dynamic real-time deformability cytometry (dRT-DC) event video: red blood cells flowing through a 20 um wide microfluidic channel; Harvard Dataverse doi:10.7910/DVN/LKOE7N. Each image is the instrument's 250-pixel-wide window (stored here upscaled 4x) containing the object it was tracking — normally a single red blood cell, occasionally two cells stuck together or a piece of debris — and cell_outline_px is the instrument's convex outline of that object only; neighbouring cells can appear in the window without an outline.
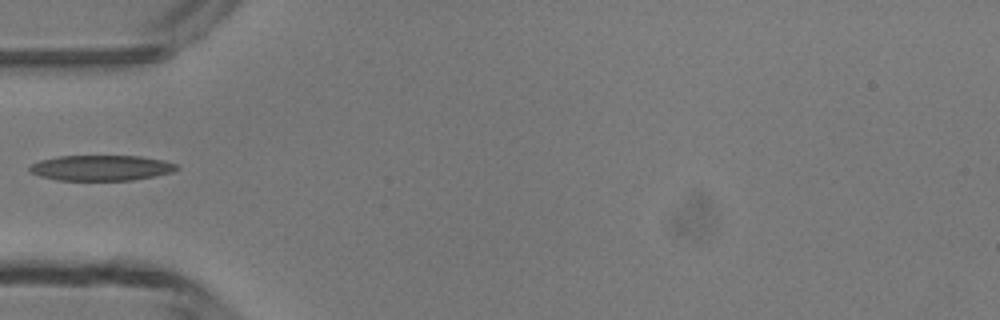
{"species": "common noctule bat (a hibernating species)", "species_latin": "Nyctalus noctula", "temperature_condition": "room temperature", "stored_images_in_passage": 4, "camera_frame_rate_fps": 3000, "um_per_image_px": 0.085, "animal": {"sex": "male", "body_mass_g": 13.3}, "frame": {"image": 1, "passage_image": 4, "time_ms": 3.667, "image_size_px": [1000, 320], "cell_outline_px": [[180, 168], [172, 172], [156, 176], [132, 180], [60, 180], [40, 176], [32, 172], [28, 168], [32, 164], [40, 160], [60, 156], [140, 156], [164, 160], [176, 164]], "centroid_in_image_um": [8.64, 14.27], "position_along_channel_um": 76.4, "area_um2": 21.73}}